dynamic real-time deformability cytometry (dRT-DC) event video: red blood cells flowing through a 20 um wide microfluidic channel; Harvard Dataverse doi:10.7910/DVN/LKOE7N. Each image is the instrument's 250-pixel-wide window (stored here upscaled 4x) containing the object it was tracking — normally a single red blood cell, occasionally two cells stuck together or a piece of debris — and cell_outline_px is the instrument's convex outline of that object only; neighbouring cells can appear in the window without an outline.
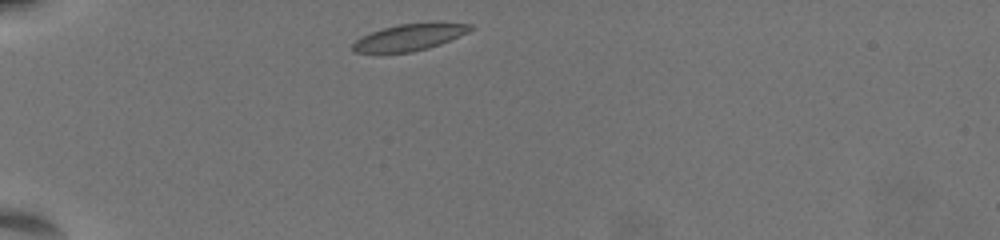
{"species": "common noctule bat (a hibernating species)", "species_latin": "Nyctalus noctula", "temperature_condition": "warm", "stored_images_in_passage": 36, "camera_frame_rate_fps": 3000, "um_per_image_px": 0.085, "animal": {"sex": "female", "body_mass_g": 19.5, "forearm_length_mm": 54.1}, "frame": {"image": 1, "passage_image": 1, "time_ms": 0.0, "image_size_px": [1000, 240], "cell_outline_px": [[476, 28], [468, 32], [440, 44], [428, 48], [412, 52], [352, 52], [352, 44], [356, 40], [372, 32], [384, 28], [400, 24], [436, 20], [472, 24]], "centroid_in_image_um": [34.92, 3.12], "position_along_channel_um": 50.1, "area_um2": 18.55}}
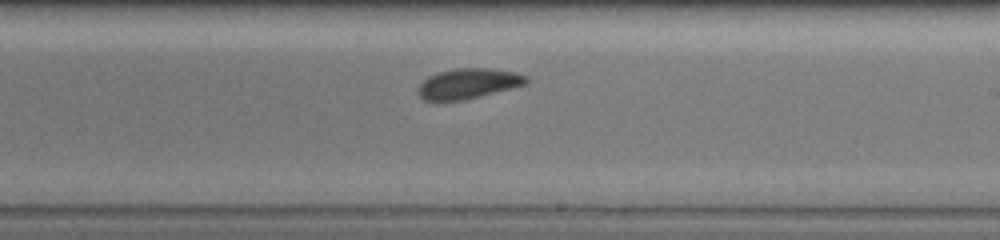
{"frame": {"image": 2, "passage_image": 21, "time_ms": 6.667, "image_size_px": [1000, 240], "cell_outline_px": [[528, 84], [464, 100], [424, 100], [416, 92], [416, 88], [428, 76], [436, 72], [456, 68], [488, 68], [516, 72], [528, 76]], "centroid_in_image_um": [39.8, 7.09], "position_along_channel_um": 249.2, "area_um2": 19.19}}
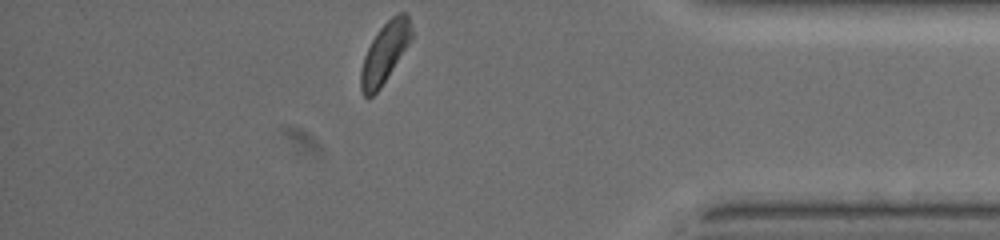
{"frame": {"image": 3, "passage_image": 36, "time_ms": 11.667, "image_size_px": [1000, 240], "cell_outline_px": [[412, 36], [408, 44], [380, 88], [372, 96], [364, 96], [360, 88], [360, 72], [364, 56], [372, 40], [380, 28], [392, 16], [400, 12], [404, 12], [408, 16], [412, 32]], "centroid_in_image_um": [32.68, 4.49], "position_along_channel_um": 402.5, "area_um2": 17.28}, "authors_computed_cell_mechanics": {"area_um2": 19.1896, "velocity_mm_per_s": 3.5239, "shape_relaxation_time_tau1_ms": 7.672, "shape_relaxation_time_tau2_ms": null, "deformation_change_tau1": 0.1328, "deformation_change_tau2": null}}